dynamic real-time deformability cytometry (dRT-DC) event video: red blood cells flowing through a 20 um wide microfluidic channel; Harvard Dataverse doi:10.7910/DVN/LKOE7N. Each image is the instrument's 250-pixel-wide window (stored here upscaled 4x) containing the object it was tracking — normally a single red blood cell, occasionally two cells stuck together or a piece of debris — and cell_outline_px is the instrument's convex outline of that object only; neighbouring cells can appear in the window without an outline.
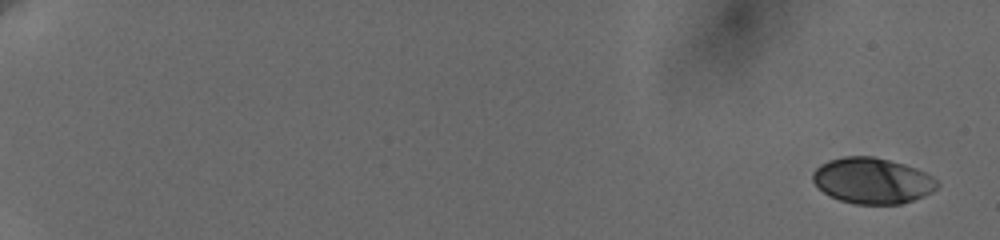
{"species": "human", "species_latin": "Homo sapiens", "temperature_condition": "cold", "stored_images_in_passage": 9, "camera_frame_rate_fps": 3000, "um_per_image_px": 0.085, "donor": {"sex": "female"}, "frame": {"image": 1, "passage_image": 1, "time_ms": 0.0, "image_size_px": [1000, 240], "cell_outline_px": [[940, 184], [932, 192], [924, 196], [900, 204], [852, 204], [840, 200], [824, 192], [812, 180], [812, 172], [820, 164], [828, 160], [844, 156], [872, 156], [904, 164], [916, 168], [932, 176]], "centroid_in_image_um": [74.14, 15.35], "position_along_channel_um": 10.9, "area_um2": 33.23}}
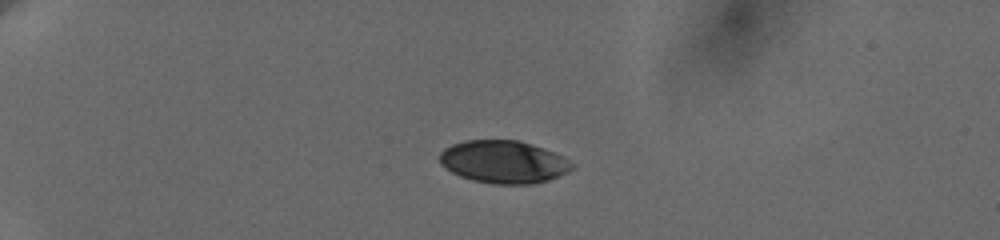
{"frame": {"image": 2, "passage_image": 6, "time_ms": 5.0, "image_size_px": [1000, 240], "cell_outline_px": [[576, 168], [568, 172], [548, 180], [536, 184], [492, 184], [472, 180], [460, 176], [452, 172], [440, 164], [440, 152], [444, 148], [452, 144], [464, 140], [516, 140], [532, 144], [544, 148], [564, 156], [576, 164]], "centroid_in_image_um": [42.84, 13.76], "position_along_channel_um": 42.2, "area_um2": 33.29}}
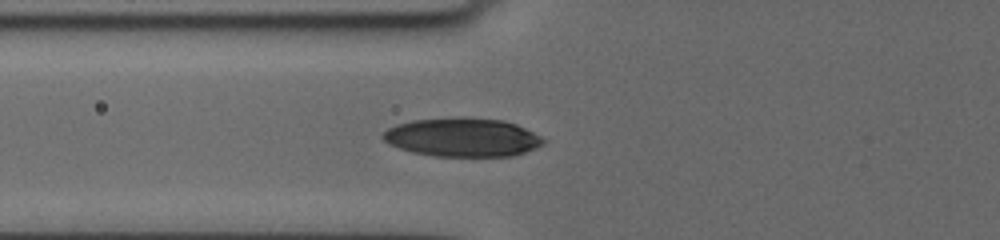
{"frame": {"image": 3, "passage_image": 9, "time_ms": 8.0, "image_size_px": [1000, 240], "cell_outline_px": [[548, 140], [544, 144], [536, 148], [512, 156], [436, 156], [412, 152], [388, 144], [380, 136], [388, 128], [396, 124], [412, 120], [456, 116], [468, 116], [504, 120], [516, 124]], "centroid_in_image_um": [39.3, 11.65], "position_along_channel_um": 86.5, "area_um2": 36.65}}